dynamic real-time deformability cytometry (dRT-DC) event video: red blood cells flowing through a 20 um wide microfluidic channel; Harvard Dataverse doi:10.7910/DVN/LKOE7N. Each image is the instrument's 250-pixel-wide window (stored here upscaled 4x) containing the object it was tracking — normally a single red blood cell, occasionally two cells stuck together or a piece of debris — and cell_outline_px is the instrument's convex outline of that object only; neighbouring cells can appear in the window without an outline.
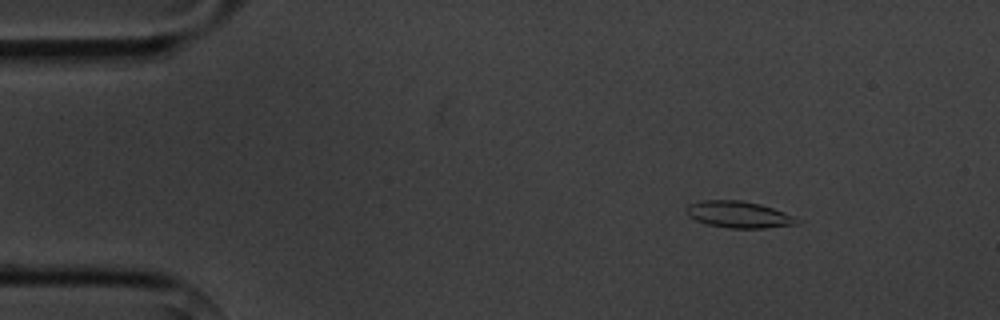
{"species": "common noctule bat (a hibernating species)", "species_latin": "Nyctalus noctula", "temperature_condition": "cold", "stored_images_in_passage": 5, "camera_frame_rate_fps": 3000, "um_per_image_px": 0.085, "animal": {"sex": "male", "body_mass_g": 20.1, "forearm_length_mm": 53.5}, "frame": {"image": 1, "passage_image": 1, "time_ms": 0.0, "image_size_px": [1000, 320], "cell_outline_px": [[804, 220], [800, 224], [764, 228], [728, 228], [708, 224], [696, 220], [688, 216], [688, 204], [704, 200], [740, 200], [760, 204], [784, 212]], "centroid_in_image_um": [62.87, 18.24], "position_along_channel_um": 22.1, "area_um2": 17.17}}
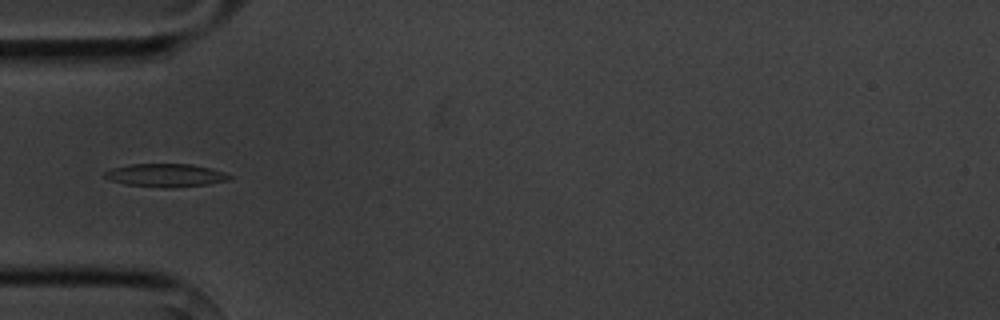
{"frame": {"image": 2, "passage_image": 3, "time_ms": 3.333, "image_size_px": [1000, 320], "cell_outline_px": [[232, 176], [228, 180], [208, 184], [168, 188], [160, 188], [124, 184], [108, 180], [104, 176], [104, 172], [112, 168], [132, 164], [192, 164], [212, 168], [224, 172]], "centroid_in_image_um": [14.06, 14.9], "position_along_channel_um": 70.9, "area_um2": 16.94}}